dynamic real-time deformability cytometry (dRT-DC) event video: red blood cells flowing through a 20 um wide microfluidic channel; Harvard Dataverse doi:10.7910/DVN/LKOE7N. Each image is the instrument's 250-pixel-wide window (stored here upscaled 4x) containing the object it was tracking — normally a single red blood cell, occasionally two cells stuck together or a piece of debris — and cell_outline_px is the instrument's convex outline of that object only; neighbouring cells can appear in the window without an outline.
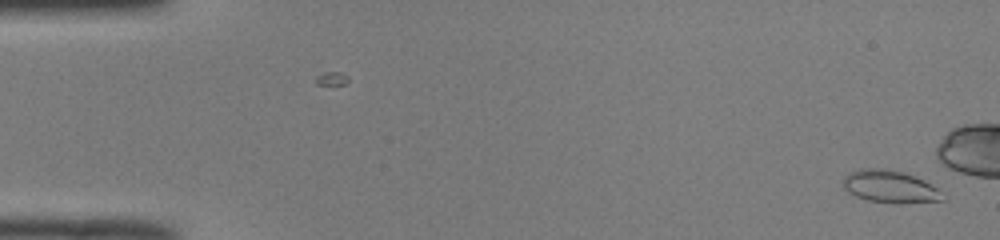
{"species": "common noctule bat (a hibernating species)", "species_latin": "Nyctalus noctula", "temperature_condition": "room temperature", "stored_images_in_passage": 46, "camera_frame_rate_fps": 3000, "um_per_image_px": 0.085, "animal": {"sex": "male", "body_mass_g": 19.0, "forearm_length_mm": 50.8}, "frame": {"image": 1, "passage_image": 1, "time_ms": 0.0, "image_size_px": [1000, 240], "cell_outline_px": [[944, 200], [900, 204], [896, 204], [868, 200], [856, 196], [848, 192], [844, 188], [844, 176], [860, 168], [884, 168], [904, 172], [924, 180], [932, 184], [936, 188]], "centroid_in_image_um": [75.63, 15.86], "position_along_channel_um": 9.4, "area_um2": 18.73}}
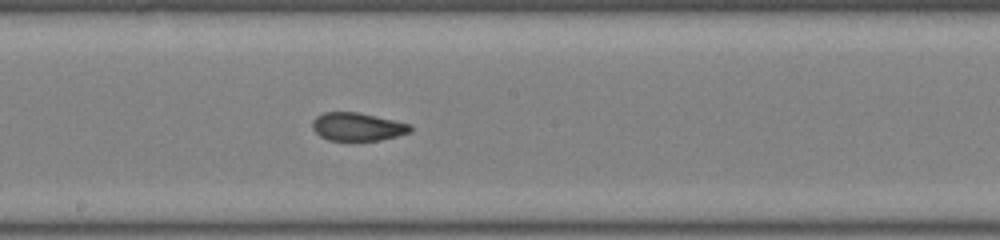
{"frame": {"image": 2, "passage_image": 27, "time_ms": 8.667, "image_size_px": [1000, 240], "cell_outline_px": [[412, 132], [380, 140], [328, 140], [320, 136], [312, 128], [312, 120], [316, 116], [324, 112], [360, 112], [396, 120], [412, 124]], "centroid_in_image_um": [30.41, 10.76], "position_along_channel_um": 217.8, "area_um2": 16.24}}
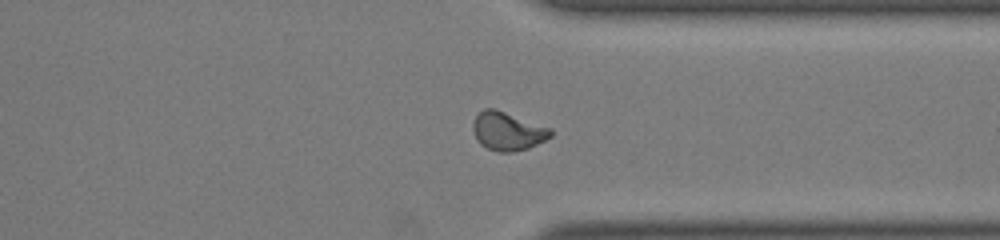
{"frame": {"image": 3, "passage_image": 38, "time_ms": 12.333, "image_size_px": [1000, 240], "cell_outline_px": [[552, 136], [528, 148], [512, 152], [496, 152], [480, 144], [476, 140], [472, 128], [472, 124], [476, 116], [484, 108], [496, 108], [552, 128]], "centroid_in_image_um": [43.14, 11.14], "position_along_channel_um": 368.3, "area_um2": 17.57}}